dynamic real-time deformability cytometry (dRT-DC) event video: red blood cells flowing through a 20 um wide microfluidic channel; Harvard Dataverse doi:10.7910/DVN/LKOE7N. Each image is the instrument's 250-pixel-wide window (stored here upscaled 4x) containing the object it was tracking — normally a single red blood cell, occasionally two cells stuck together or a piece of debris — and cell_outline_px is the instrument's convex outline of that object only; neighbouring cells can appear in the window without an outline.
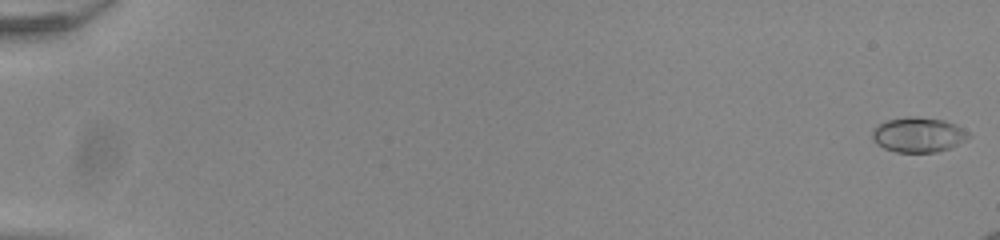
{"species": "common noctule bat (a hibernating species)", "species_latin": "Nyctalus noctula", "temperature_condition": "room temperature", "stored_images_in_passage": 50, "camera_frame_rate_fps": 3000, "um_per_image_px": 0.085, "animal": {"sex": "male", "body_mass_g": 20.0, "forearm_length_mm": 53.3}, "frame": {"image": 1, "passage_image": 1, "time_ms": 0.0, "image_size_px": [1000, 240], "cell_outline_px": [[972, 136], [952, 148], [936, 152], [896, 152], [884, 148], [876, 144], [872, 140], [872, 132], [880, 124], [888, 120], [908, 116], [916, 116], [944, 120], [968, 132]], "centroid_in_image_um": [78.06, 11.47], "position_along_channel_um": 6.9, "area_um2": 19.54}}
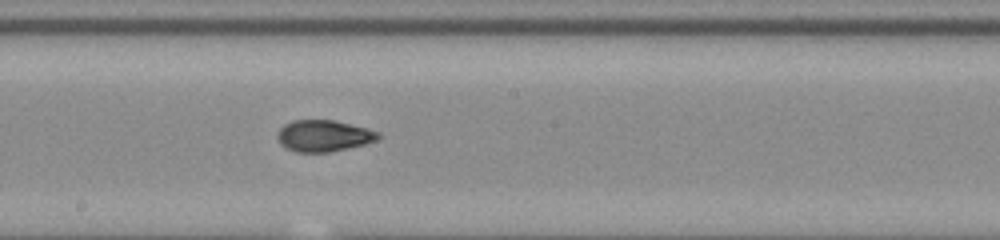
{"frame": {"image": 2, "passage_image": 32, "time_ms": 10.333, "image_size_px": [1000, 240], "cell_outline_px": [[380, 136], [376, 140], [364, 144], [348, 148], [328, 152], [296, 152], [284, 148], [280, 144], [276, 136], [276, 132], [284, 124], [292, 120], [336, 120], [380, 132]], "centroid_in_image_um": [27.46, 11.54], "position_along_channel_um": 220.7, "area_um2": 18.61}}
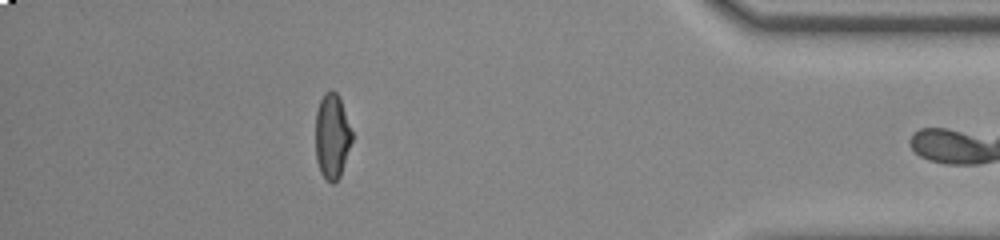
{"frame": {"image": 3, "passage_image": 49, "time_ms": 16.0, "image_size_px": [1000, 240], "cell_outline_px": [[352, 140], [340, 176], [332, 184], [320, 172], [316, 160], [316, 112], [320, 100], [324, 92], [332, 88], [336, 92], [340, 100], [352, 132]], "centroid_in_image_um": [28.21, 11.56], "position_along_channel_um": 407.0, "area_um2": 17.86}}